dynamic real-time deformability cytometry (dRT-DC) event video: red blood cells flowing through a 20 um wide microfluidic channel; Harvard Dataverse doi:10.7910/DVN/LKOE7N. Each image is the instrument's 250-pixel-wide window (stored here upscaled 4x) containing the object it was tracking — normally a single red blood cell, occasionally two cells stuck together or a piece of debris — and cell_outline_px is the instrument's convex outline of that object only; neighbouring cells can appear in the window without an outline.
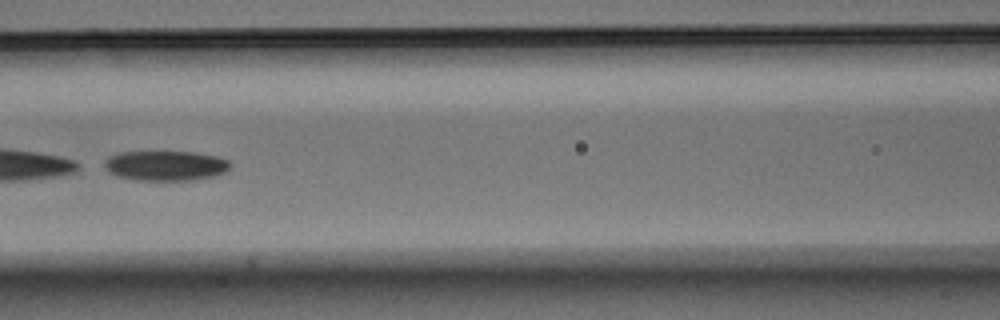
{"species": "Egyptian fruit bat (a non-hibernating species)", "species_latin": "Rousettus aegyptiacus", "temperature_condition": "warm", "stored_images_in_passage": 41, "camera_frame_rate_fps": 3000, "um_per_image_px": 0.085, "animal": {"sex": "male"}, "frame": {"image": 1, "passage_image": 12, "time_ms": 3.667, "image_size_px": [1000, 320], "cell_outline_px": [[232, 164], [228, 172], [216, 176], [196, 180], [136, 180], [116, 176], [108, 172], [104, 168], [104, 160], [108, 156], [120, 152], [196, 152], [216, 156], [228, 160]], "centroid_in_image_um": [14.09, 14.09], "position_along_channel_um": 152.5, "area_um2": 22.37}}
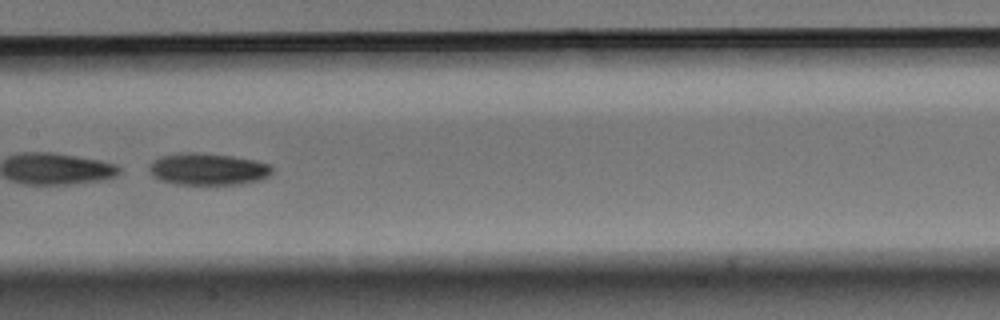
{"frame": {"image": 2, "passage_image": 15, "time_ms": 4.667, "image_size_px": [1000, 320], "cell_outline_px": [[272, 172], [268, 176], [260, 180], [240, 184], [176, 184], [160, 180], [152, 176], [148, 172], [148, 168], [160, 156], [192, 152], [200, 152], [232, 156], [256, 160], [268, 164], [272, 168]], "centroid_in_image_um": [17.68, 14.38], "position_along_channel_um": 189.7, "area_um2": 22.77}}
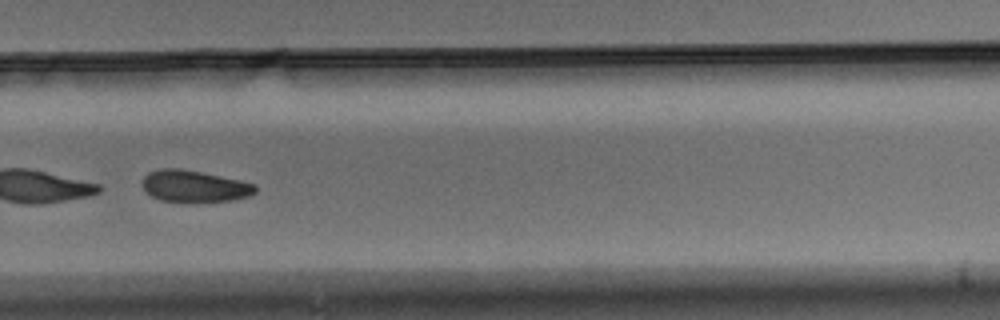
{"frame": {"image": 3, "passage_image": 25, "time_ms": 8.0, "image_size_px": [1000, 320], "cell_outline_px": [[256, 192], [248, 196], [232, 200], [196, 204], [160, 200], [152, 196], [140, 184], [140, 180], [148, 172], [160, 168], [180, 168], [240, 180], [256, 184]], "centroid_in_image_um": [16.49, 15.85], "position_along_channel_um": 313.3, "area_um2": 21.44}, "authors_computed_cell_mechanics": {"area_um2": 23.409, "velocity_mm_per_s": 3.7175, "shape_relaxation_time_tau1_ms": 4.6742, "shape_relaxation_time_tau2_ms": null, "deformation_change_tau1": 0.1033, "deformation_change_tau2": null}}